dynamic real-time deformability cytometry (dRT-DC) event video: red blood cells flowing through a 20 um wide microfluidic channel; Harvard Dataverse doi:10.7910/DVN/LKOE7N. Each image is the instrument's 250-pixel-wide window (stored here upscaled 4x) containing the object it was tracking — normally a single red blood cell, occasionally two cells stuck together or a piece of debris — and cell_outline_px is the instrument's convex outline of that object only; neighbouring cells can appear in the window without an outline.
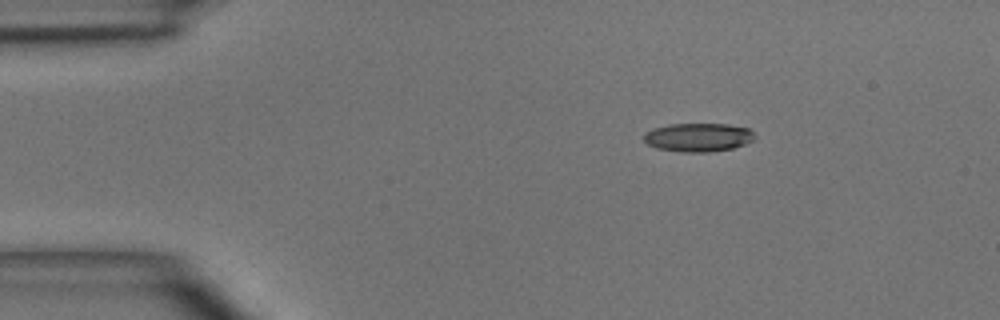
{"species": "common noctule bat (a hibernating species)", "species_latin": "Nyctalus noctula", "temperature_condition": "room temperature", "stored_images_in_passage": 4, "camera_frame_rate_fps": 3000, "um_per_image_px": 0.085, "animal": {"sex": "male", "body_mass_g": 15.6}, "frame": {"image": 1, "passage_image": 1, "time_ms": 0.0, "image_size_px": [1000, 320], "cell_outline_px": [[756, 136], [752, 140], [744, 144], [732, 148], [708, 152], [680, 152], [656, 148], [648, 144], [644, 140], [644, 132], [652, 128], [668, 124], [728, 124], [748, 128]], "centroid_in_image_um": [59.31, 11.67], "position_along_channel_um": 25.7, "area_um2": 18.5}}
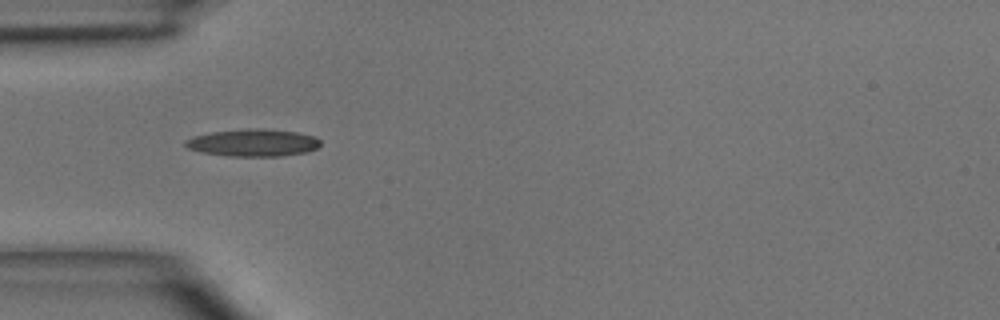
{"frame": {"image": 2, "passage_image": 3, "time_ms": 2.333, "image_size_px": [1000, 320], "cell_outline_px": [[320, 144], [316, 148], [308, 152], [280, 156], [228, 156], [200, 152], [188, 148], [184, 144], [184, 140], [192, 136], [212, 132], [248, 128], [264, 128], [296, 132], [316, 136], [320, 140]], "centroid_in_image_um": [21.5, 12.13], "position_along_channel_um": 63.5, "area_um2": 21.68}}
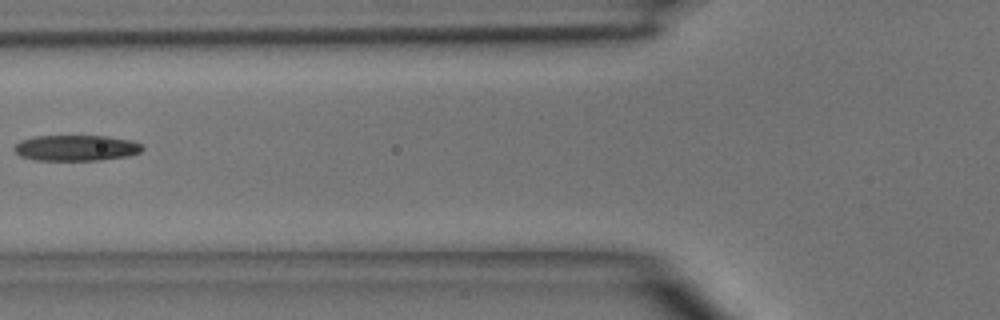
{"frame": {"image": 3, "passage_image": 4, "time_ms": 3.667, "image_size_px": [1000, 320], "cell_outline_px": [[144, 148], [140, 152], [128, 156], [100, 160], [36, 160], [20, 156], [12, 148], [20, 140], [36, 136], [108, 136], [128, 140], [140, 144]], "centroid_in_image_um": [6.44, 12.57], "position_along_channel_um": 119.4, "area_um2": 19.19}}